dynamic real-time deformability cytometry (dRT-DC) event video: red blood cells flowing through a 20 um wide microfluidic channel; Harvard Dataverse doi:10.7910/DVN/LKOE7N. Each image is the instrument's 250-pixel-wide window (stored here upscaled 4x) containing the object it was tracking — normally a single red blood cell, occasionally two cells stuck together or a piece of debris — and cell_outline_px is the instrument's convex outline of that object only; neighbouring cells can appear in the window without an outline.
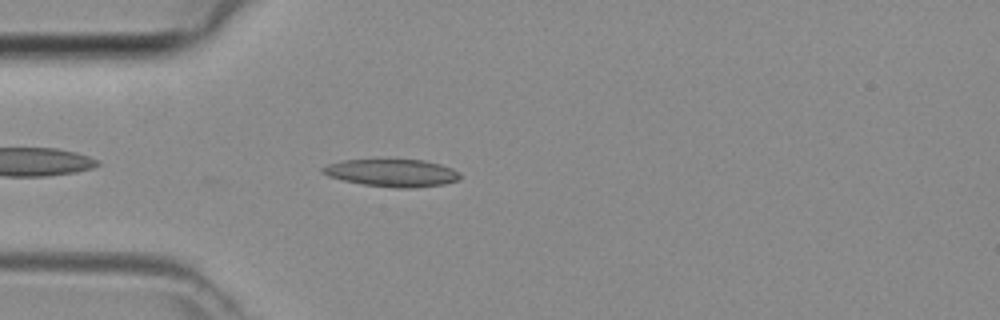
{"species": "common noctule bat (a hibernating species)", "species_latin": "Nyctalus noctula", "temperature_condition": "room temperature", "stored_images_in_passage": 34, "camera_frame_rate_fps": 3000, "um_per_image_px": 0.085, "animal": {"sex": "female", "body_mass_g": 29.2, "forearm_length_mm": 56.3}, "frame": {"image": 1, "passage_image": 1, "time_ms": 0.0, "image_size_px": [1000, 320], "cell_outline_px": [[460, 180], [444, 184], [416, 188], [396, 188], [364, 184], [344, 180], [328, 176], [320, 172], [320, 168], [328, 164], [344, 160], [424, 160], [440, 164], [452, 168], [460, 172]], "centroid_in_image_um": [33.35, 14.7], "position_along_channel_um": 51.6, "area_um2": 22.02}}
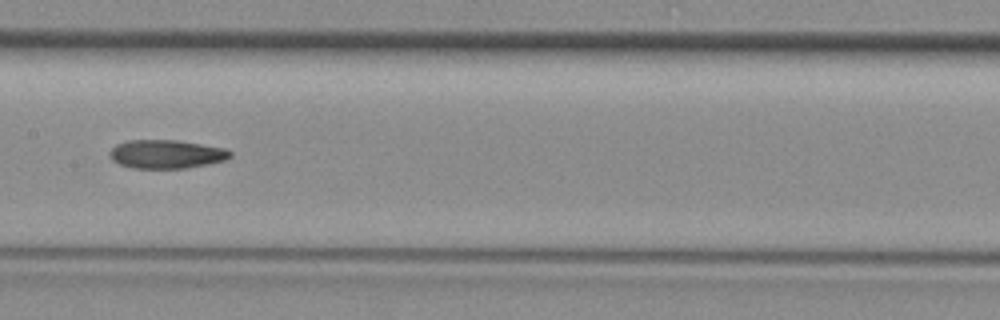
{"frame": {"image": 2, "passage_image": 11, "time_ms": 3.333, "image_size_px": [1000, 320], "cell_outline_px": [[232, 156], [228, 160], [208, 164], [184, 168], [132, 168], [120, 164], [112, 160], [108, 156], [108, 152], [116, 144], [128, 140], [176, 140], [228, 148], [232, 152]], "centroid_in_image_um": [14.16, 13.1], "position_along_channel_um": 193.2, "area_um2": 20.35}}
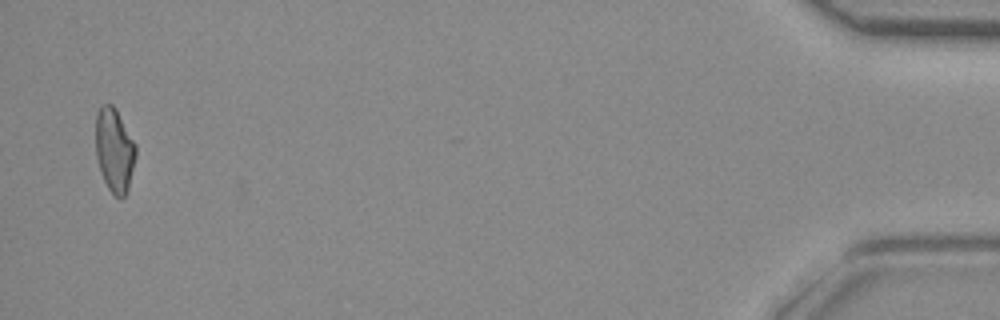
{"frame": {"image": 3, "passage_image": 33, "time_ms": 10.667, "image_size_px": [1000, 320], "cell_outline_px": [[136, 156], [128, 192], [124, 196], [116, 196], [108, 188], [100, 172], [96, 156], [96, 112], [100, 104], [112, 104], [116, 108], [136, 144]], "centroid_in_image_um": [9.73, 12.73], "position_along_channel_um": 425.5, "area_um2": 19.83}}